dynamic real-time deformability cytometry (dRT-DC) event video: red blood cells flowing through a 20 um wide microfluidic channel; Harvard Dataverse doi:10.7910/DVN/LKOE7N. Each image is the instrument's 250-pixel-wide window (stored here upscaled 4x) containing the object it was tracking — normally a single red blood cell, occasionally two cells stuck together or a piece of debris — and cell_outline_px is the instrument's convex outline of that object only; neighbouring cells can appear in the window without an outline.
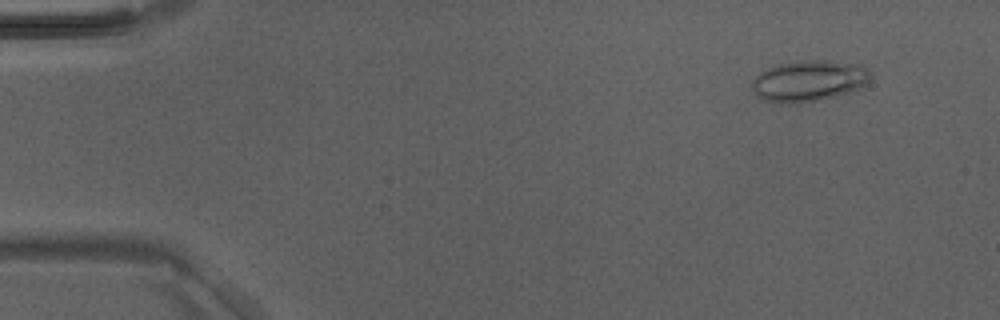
{"species": "Egyptian fruit bat (a non-hibernating species)", "species_latin": "Rousettus aegyptiacus", "temperature_condition": "room temperature", "stored_images_in_passage": 5, "camera_frame_rate_fps": 3000, "um_per_image_px": 0.085, "animal": {"sex": "male"}, "frame": {"image": 1, "passage_image": 2, "time_ms": 0.333, "image_size_px": [1000, 320], "cell_outline_px": [[872, 76], [864, 84], [852, 92], [820, 100], [788, 104], [780, 104], [764, 100], [756, 96], [752, 92], [752, 80], [760, 72], [768, 68], [780, 64], [796, 60], [824, 60], [860, 64], [868, 68], [872, 72]], "centroid_in_image_um": [68.74, 6.88], "position_along_channel_um": 16.3, "area_um2": 28.78}}